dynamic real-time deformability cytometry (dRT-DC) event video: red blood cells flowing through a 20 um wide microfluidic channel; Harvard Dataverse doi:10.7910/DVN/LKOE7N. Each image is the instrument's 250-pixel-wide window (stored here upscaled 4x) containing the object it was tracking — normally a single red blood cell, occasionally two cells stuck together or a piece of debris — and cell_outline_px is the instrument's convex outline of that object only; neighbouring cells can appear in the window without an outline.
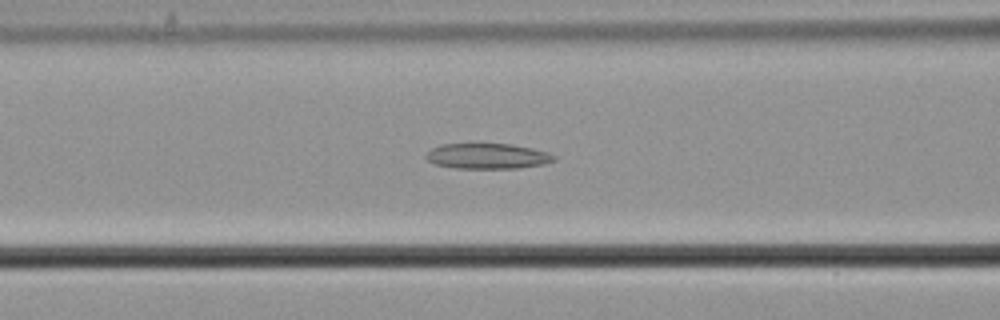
{"species": "common noctule bat (a hibernating species)", "species_latin": "Nyctalus noctula", "temperature_condition": "cold", "stored_images_in_passage": 42, "camera_frame_rate_fps": 3000, "um_per_image_px": 0.085, "animal": {"sex": "male", "body_mass_g": 21.5, "forearm_length_mm": 52.0}, "frame": {"image": 1, "passage_image": 9, "time_ms": 2.667, "image_size_px": [1000, 320], "cell_outline_px": [[556, 160], [544, 164], [520, 168], [456, 168], [436, 164], [428, 160], [424, 156], [432, 148], [440, 144], [512, 144], [532, 148], [548, 152], [556, 156]], "centroid_in_image_um": [41.47, 13.27], "position_along_channel_um": 125.1, "area_um2": 18.96}}
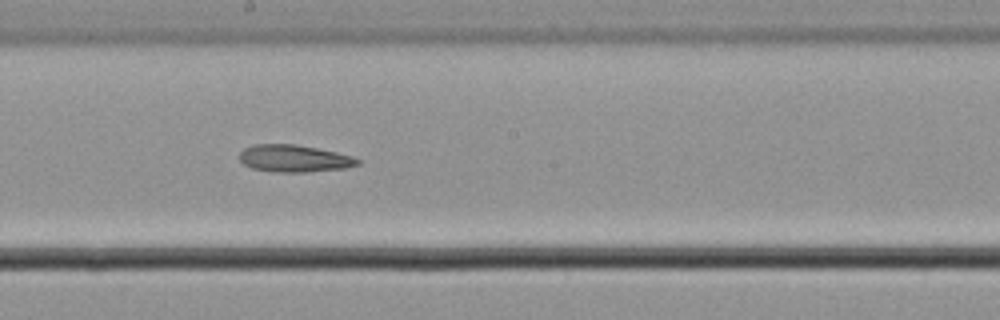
{"frame": {"image": 2, "passage_image": 17, "time_ms": 5.333, "image_size_px": [1000, 320], "cell_outline_px": [[360, 164], [344, 168], [308, 172], [272, 172], [252, 168], [244, 164], [240, 160], [240, 152], [244, 148], [252, 144], [296, 144], [336, 152], [352, 156], [360, 160]], "centroid_in_image_um": [24.99, 13.47], "position_along_channel_um": 223.2, "area_um2": 18.73}}
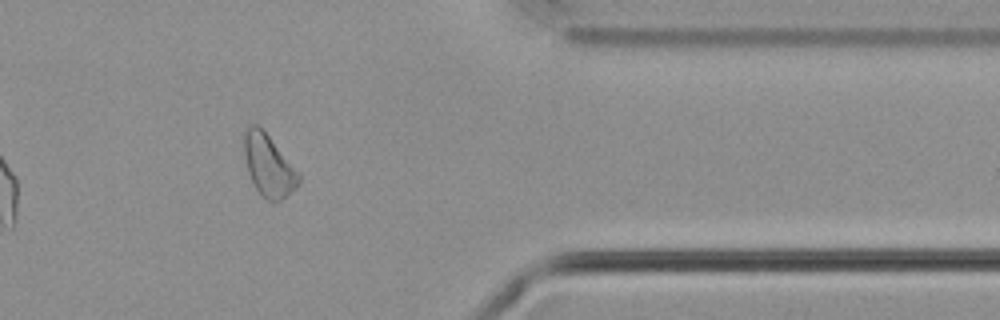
{"frame": {"image": 3, "passage_image": 32, "time_ms": 10.333, "image_size_px": [1000, 320], "cell_outline_px": [[300, 184], [296, 188], [280, 200], [272, 204], [256, 188], [248, 172], [244, 152], [244, 132], [252, 124], [256, 124], [268, 136], [300, 176]], "centroid_in_image_um": [22.81, 14.1], "position_along_channel_um": 388.6, "area_um2": 18.9}}